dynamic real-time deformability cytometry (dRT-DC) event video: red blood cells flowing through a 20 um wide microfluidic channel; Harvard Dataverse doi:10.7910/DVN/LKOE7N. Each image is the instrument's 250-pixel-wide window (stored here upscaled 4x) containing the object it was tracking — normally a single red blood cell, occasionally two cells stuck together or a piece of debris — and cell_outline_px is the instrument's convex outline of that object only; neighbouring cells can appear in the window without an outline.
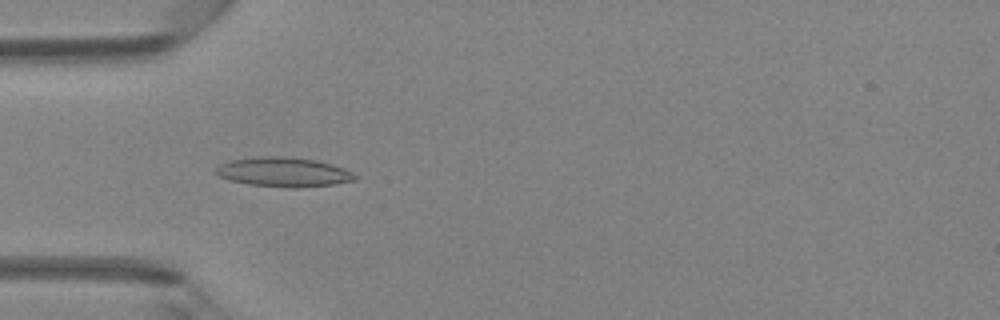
{"species": "Egyptian fruit bat (a non-hibernating species)", "species_latin": "Rousettus aegyptiacus", "temperature_condition": "room temperature", "stored_images_in_passage": 48, "camera_frame_rate_fps": 3000, "um_per_image_px": 0.085, "animal": {"sex": "female"}, "frame": {"image": 1, "passage_image": 15, "time_ms": 4.667, "image_size_px": [1000, 320], "cell_outline_px": [[360, 176], [356, 180], [336, 184], [296, 188], [288, 188], [248, 184], [228, 180], [212, 172], [220, 164], [228, 160], [256, 156], [284, 156], [316, 160], [332, 164], [344, 168]], "centroid_in_image_um": [24.1, 14.62], "position_along_channel_um": 60.9, "area_um2": 24.33}}
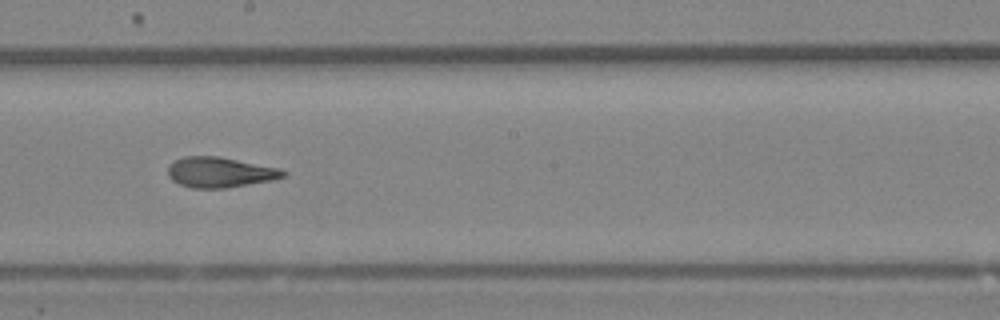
{"frame": {"image": 2, "passage_image": 27, "time_ms": 8.667, "image_size_px": [1000, 320], "cell_outline_px": [[288, 172], [284, 176], [272, 180], [224, 188], [192, 188], [180, 184], [172, 180], [168, 176], [168, 164], [184, 156], [220, 156], [280, 168]], "centroid_in_image_um": [18.68, 14.63], "position_along_channel_um": 229.5, "area_um2": 20.4}}
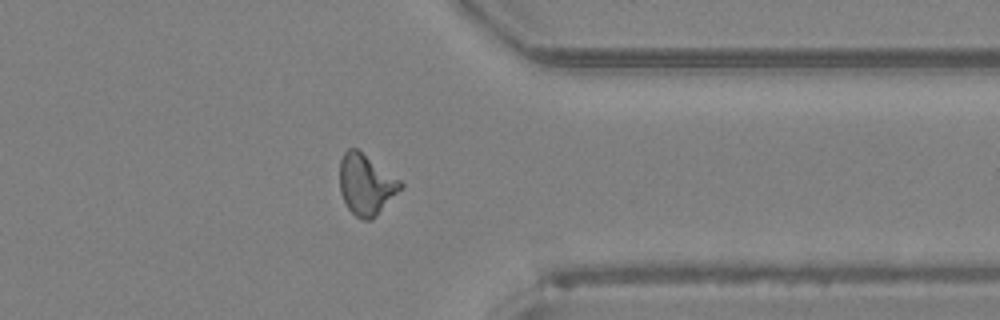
{"frame": {"image": 3, "passage_image": 38, "time_ms": 12.333, "image_size_px": [1000, 320], "cell_outline_px": [[404, 188], [372, 220], [364, 220], [356, 216], [348, 208], [340, 192], [340, 160], [344, 152], [348, 148], [356, 148], [400, 180], [404, 184]], "centroid_in_image_um": [31.13, 15.7], "position_along_channel_um": 380.3, "area_um2": 21.5}, "authors_computed_cell_mechanics": {"area_um2": 20.8369, "velocity_mm_per_s": 4.2795, "shape_relaxation_time_tau1_ms": 4.1634, "shape_relaxation_time_tau2_ms": 1.7663, "deformation_change_tau1": 0.1868, "deformation_change_tau2": 0.1124}}